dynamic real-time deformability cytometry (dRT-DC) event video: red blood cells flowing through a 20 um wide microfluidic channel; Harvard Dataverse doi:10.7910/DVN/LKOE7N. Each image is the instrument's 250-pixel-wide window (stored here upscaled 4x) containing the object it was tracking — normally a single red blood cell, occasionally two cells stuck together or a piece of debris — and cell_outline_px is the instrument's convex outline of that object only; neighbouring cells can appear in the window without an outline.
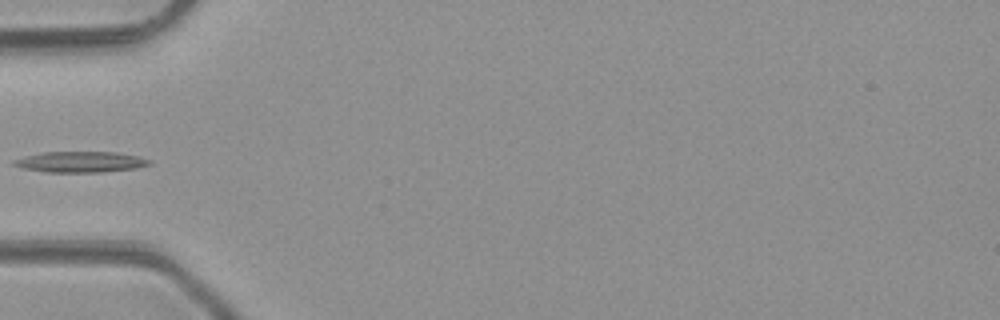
{"species": "common noctule bat (a hibernating species)", "species_latin": "Nyctalus noctula", "temperature_condition": "room temperature", "stored_images_in_passage": 4, "camera_frame_rate_fps": 3000, "um_per_image_px": 0.085, "animal": {"sex": "male", "body_mass_g": 23.1, "forearm_length_mm": 52.7}, "frame": {"image": 1, "passage_image": 4, "time_ms": 4.333, "image_size_px": [1000, 320], "cell_outline_px": [[152, 164], [136, 168], [104, 172], [48, 172], [24, 168], [12, 164], [12, 160], [44, 152], [116, 152], [136, 156], [152, 160]], "centroid_in_image_um": [6.89, 13.76], "position_along_channel_um": 78.1, "area_um2": 16.3}}